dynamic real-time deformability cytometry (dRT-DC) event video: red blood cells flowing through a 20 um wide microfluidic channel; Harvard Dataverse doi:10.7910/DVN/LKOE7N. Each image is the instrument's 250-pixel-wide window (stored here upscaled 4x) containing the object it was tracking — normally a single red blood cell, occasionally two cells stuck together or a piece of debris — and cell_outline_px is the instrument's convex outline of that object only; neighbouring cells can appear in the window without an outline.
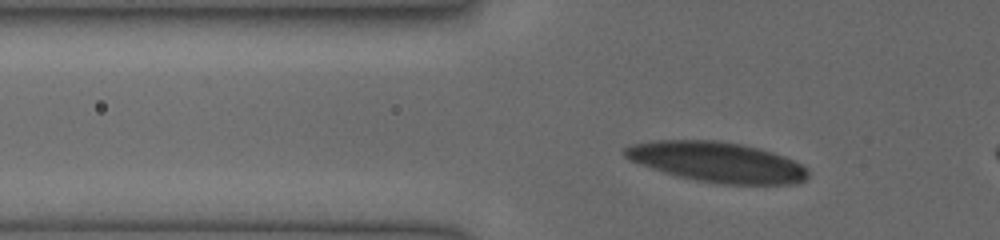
{"species": "human", "species_latin": "Homo sapiens", "temperature_condition": "cold", "stored_images_in_passage": 30, "camera_frame_rate_fps": 3000, "um_per_image_px": 0.085, "donor": {"sex": "female"}, "frame": {"image": 1, "passage_image": 4, "time_ms": 1.0, "image_size_px": [1000, 240], "cell_outline_px": [[808, 176], [804, 180], [792, 184], [720, 184], [696, 180], [664, 172], [628, 160], [624, 156], [624, 148], [628, 144], [652, 140], [716, 140], [740, 144], [772, 152], [784, 156], [800, 164], [808, 172]], "centroid_in_image_um": [60.89, 13.76], "position_along_channel_um": 64.9, "area_um2": 42.66}}
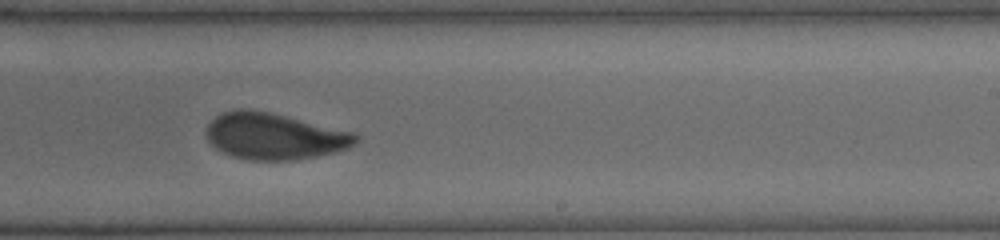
{"frame": {"image": 2, "passage_image": 19, "time_ms": 6.0, "image_size_px": [1000, 240], "cell_outline_px": [[360, 140], [356, 144], [348, 148], [336, 152], [296, 160], [248, 160], [232, 156], [216, 148], [208, 140], [208, 124], [216, 116], [224, 112], [236, 108], [240, 108], [268, 112], [356, 132], [360, 136]], "centroid_in_image_um": [23.38, 11.58], "position_along_channel_um": 265.6, "area_um2": 40.4}}
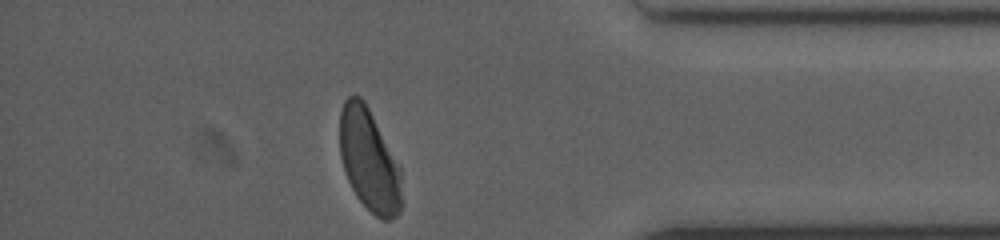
{"frame": {"image": 3, "passage_image": 30, "time_ms": 9.667, "image_size_px": [1000, 240], "cell_outline_px": [[400, 212], [392, 220], [380, 220], [356, 196], [348, 180], [340, 156], [340, 112], [344, 100], [348, 96], [360, 96], [364, 100], [400, 168]], "centroid_in_image_um": [31.35, 13.62], "position_along_channel_um": 403.8, "area_um2": 36.3}}